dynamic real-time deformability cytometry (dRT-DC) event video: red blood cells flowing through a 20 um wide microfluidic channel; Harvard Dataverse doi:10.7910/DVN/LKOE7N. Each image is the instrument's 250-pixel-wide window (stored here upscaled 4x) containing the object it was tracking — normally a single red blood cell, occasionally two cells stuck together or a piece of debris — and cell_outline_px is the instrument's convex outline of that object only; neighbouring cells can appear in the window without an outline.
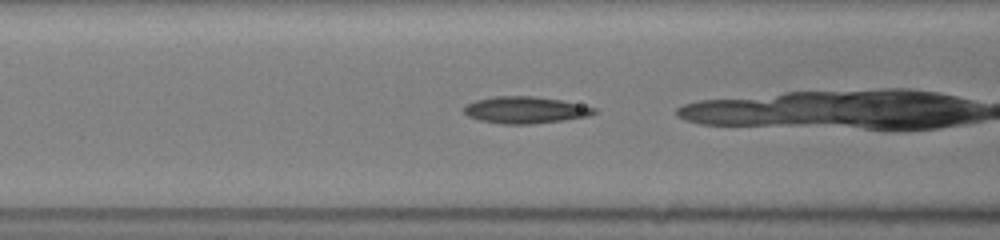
{"species": "common noctule bat (a hibernating species)", "species_latin": "Nyctalus noctula", "temperature_condition": "room temperature", "stored_images_in_passage": 25, "camera_frame_rate_fps": 3000, "um_per_image_px": 0.085, "animal": {"sex": "female", "body_mass_g": 19.5, "forearm_length_mm": 54.1}, "frame": {"image": 1, "passage_image": 8, "time_ms": 2.667, "image_size_px": [1000, 240], "cell_outline_px": [[596, 112], [588, 116], [532, 124], [500, 124], [480, 120], [468, 116], [464, 112], [464, 108], [468, 104], [476, 100], [492, 96], [532, 96], [560, 100], [596, 108]], "centroid_in_image_um": [44.61, 9.35], "position_along_channel_um": 122.0, "area_um2": 20.06}}
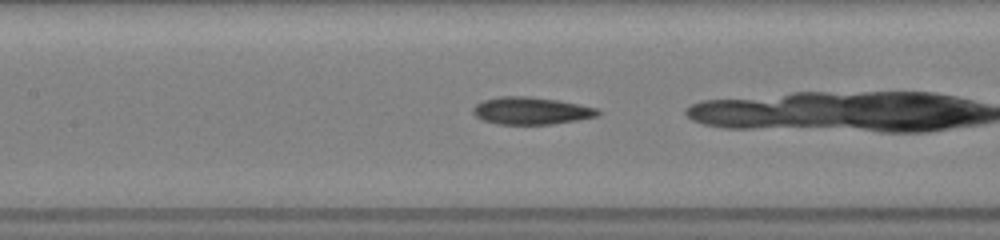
{"frame": {"image": 2, "passage_image": 11, "time_ms": 3.667, "image_size_px": [1000, 240], "cell_outline_px": [[600, 112], [596, 116], [576, 120], [552, 124], [496, 124], [484, 120], [476, 116], [472, 112], [472, 108], [476, 104], [484, 100], [500, 96], [528, 96], [556, 100], [596, 108]], "centroid_in_image_um": [45.09, 9.41], "position_along_channel_um": 162.3, "area_um2": 19.59}}
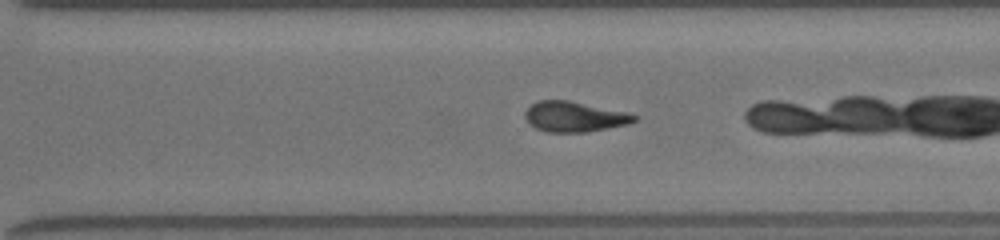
{"frame": {"image": 3, "passage_image": 20, "time_ms": 7.667, "image_size_px": [1000, 240], "cell_outline_px": [[640, 116], [636, 120], [628, 124], [584, 132], [544, 132], [528, 124], [524, 116], [524, 112], [536, 100], [568, 100], [624, 112]], "centroid_in_image_um": [48.76, 9.92], "position_along_channel_um": 321.8, "area_um2": 19.19}}